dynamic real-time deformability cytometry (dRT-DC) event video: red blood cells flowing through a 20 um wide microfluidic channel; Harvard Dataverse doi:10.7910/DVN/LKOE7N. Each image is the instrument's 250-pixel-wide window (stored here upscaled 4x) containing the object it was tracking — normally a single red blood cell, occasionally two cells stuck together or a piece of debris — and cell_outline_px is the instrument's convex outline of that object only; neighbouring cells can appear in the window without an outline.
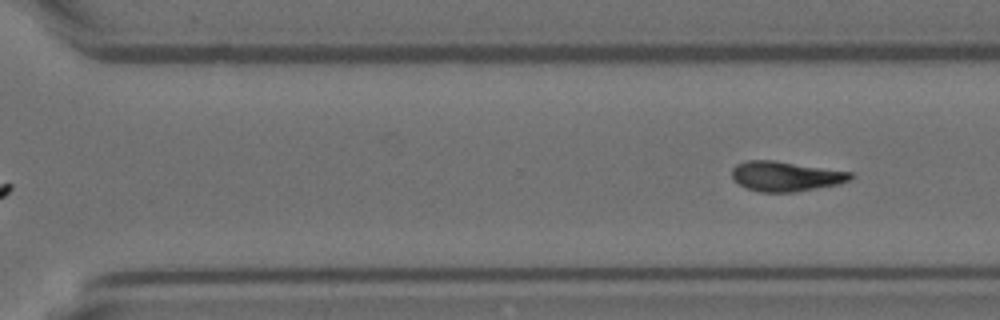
{"species": "Egyptian fruit bat (a non-hibernating species)", "species_latin": "Rousettus aegyptiacus", "temperature_condition": "room temperature", "stored_images_in_passage": 10, "camera_frame_rate_fps": 3000, "um_per_image_px": 0.085, "animal": {"sex": "female"}, "frame": {"image": 1, "passage_image": 10, "time_ms": 3.0, "image_size_px": [1000, 320], "cell_outline_px": [[852, 176], [848, 180], [840, 184], [796, 192], [760, 192], [744, 188], [732, 176], [732, 168], [736, 164], [744, 160], [772, 160], [852, 172]], "centroid_in_image_um": [66.75, 14.99], "position_along_channel_um": 303.8, "area_um2": 20.63}}